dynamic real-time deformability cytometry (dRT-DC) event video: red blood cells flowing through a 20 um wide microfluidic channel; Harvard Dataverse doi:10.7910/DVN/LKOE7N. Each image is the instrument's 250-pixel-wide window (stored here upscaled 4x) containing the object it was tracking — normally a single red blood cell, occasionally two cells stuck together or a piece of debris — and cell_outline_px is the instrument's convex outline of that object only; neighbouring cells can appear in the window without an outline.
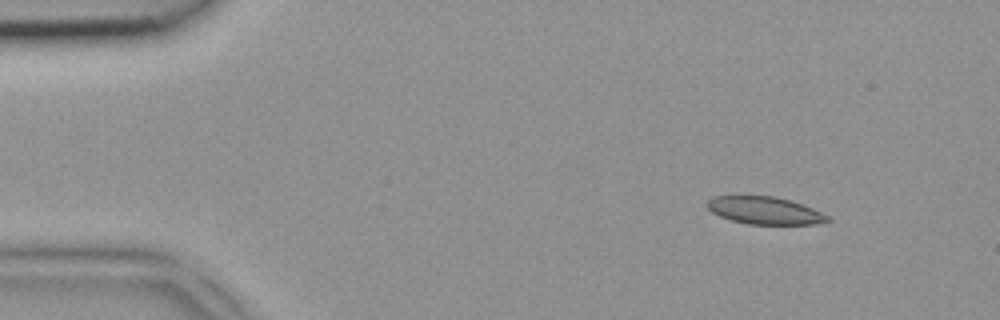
{"species": "common noctule bat (a hibernating species)", "species_latin": "Nyctalus noctula", "temperature_condition": "room temperature", "stored_images_in_passage": 2, "camera_frame_rate_fps": 3000, "um_per_image_px": 0.085, "animal": {"sex": "female", "body_mass_g": 18.4}, "frame": {"image": 1, "passage_image": 1, "time_ms": 0.0, "image_size_px": [1000, 320], "cell_outline_px": [[832, 220], [820, 224], [748, 224], [732, 220], [720, 216], [712, 212], [708, 208], [708, 200], [712, 196], [776, 196], [812, 208], [828, 216]], "centroid_in_image_um": [65.01, 17.9], "position_along_channel_um": 20.0, "area_um2": 19.07}}